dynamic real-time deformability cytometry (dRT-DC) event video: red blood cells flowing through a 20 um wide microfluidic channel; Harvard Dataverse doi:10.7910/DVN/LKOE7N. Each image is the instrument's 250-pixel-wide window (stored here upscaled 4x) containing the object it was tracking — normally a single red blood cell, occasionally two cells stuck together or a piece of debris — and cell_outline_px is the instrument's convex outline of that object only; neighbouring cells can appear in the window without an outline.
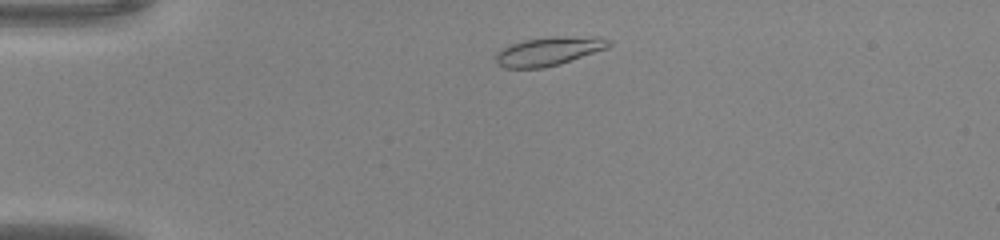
{"species": "common noctule bat (a hibernating species)", "species_latin": "Nyctalus noctula", "temperature_condition": "warm", "stored_images_in_passage": 43, "camera_frame_rate_fps": 3000, "um_per_image_px": 0.085, "animal": {"sex": "male", "body_mass_g": 20.0, "forearm_length_mm": 53.3}, "frame": {"image": 1, "passage_image": 4, "time_ms": 1.0, "image_size_px": [1000, 240], "cell_outline_px": [[612, 44], [608, 48], [560, 64], [540, 68], [504, 68], [496, 64], [496, 52], [500, 48], [524, 40], [556, 36], [600, 36], [612, 40]], "centroid_in_image_um": [46.68, 4.34], "position_along_channel_um": 38.3, "area_um2": 19.19}}
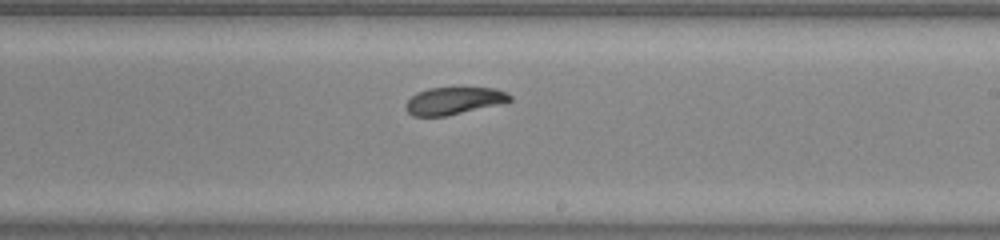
{"frame": {"image": 2, "passage_image": 23, "time_ms": 7.333, "image_size_px": [1000, 240], "cell_outline_px": [[512, 100], [448, 116], [412, 116], [404, 108], [404, 104], [416, 92], [428, 88], [460, 84], [496, 88], [512, 96]], "centroid_in_image_um": [38.54, 8.5], "position_along_channel_um": 250.5, "area_um2": 17.4}}
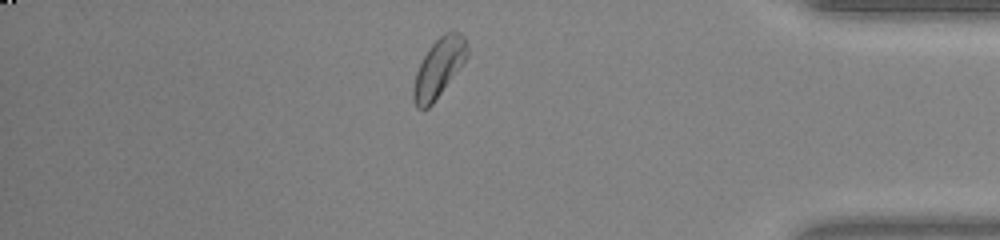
{"frame": {"image": 3, "passage_image": 36, "time_ms": 11.667, "image_size_px": [1000, 240], "cell_outline_px": [[468, 52], [464, 60], [432, 104], [428, 108], [416, 108], [412, 96], [412, 88], [416, 72], [424, 56], [432, 44], [444, 32], [452, 28], [460, 32], [464, 36], [468, 48]], "centroid_in_image_um": [37.28, 5.72], "position_along_channel_um": 397.9, "area_um2": 18.09}, "authors_computed_cell_mechanics": {"area_um2": 18.0914, "velocity_mm_per_s": 4.0547, "shape_relaxation_time_tau1_ms": 3.691, "shape_relaxation_time_tau2_ms": 5.5838, "deformation_change_tau1": 0.1338, "deformation_change_tau2": 0.0657}}